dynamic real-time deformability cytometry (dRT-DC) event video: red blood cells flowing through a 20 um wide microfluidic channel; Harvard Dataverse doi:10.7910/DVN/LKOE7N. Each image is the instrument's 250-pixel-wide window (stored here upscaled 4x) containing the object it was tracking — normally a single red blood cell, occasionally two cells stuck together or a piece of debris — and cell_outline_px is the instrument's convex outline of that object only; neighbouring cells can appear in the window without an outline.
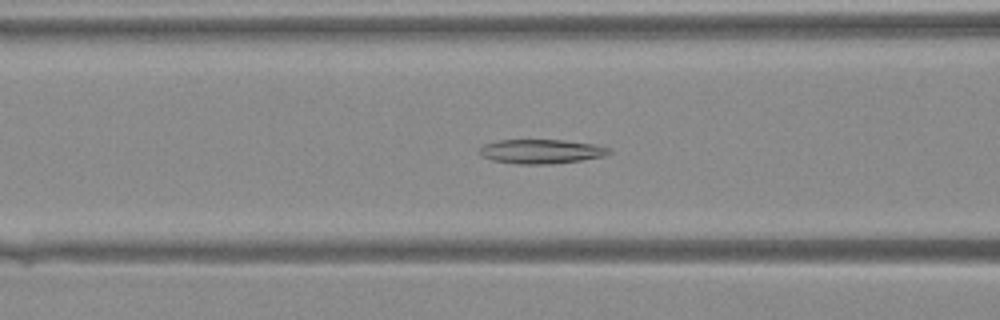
{"species": "Egyptian fruit bat (a non-hibernating species)", "species_latin": "Rousettus aegyptiacus", "temperature_condition": "warm", "stored_images_in_passage": 27, "camera_frame_rate_fps": 3000, "um_per_image_px": 0.085, "animal": {"sex": "female"}, "frame": {"image": 1, "passage_image": 14, "time_ms": 4.333, "image_size_px": [1000, 320], "cell_outline_px": [[612, 152], [604, 156], [580, 160], [548, 164], [516, 164], [492, 160], [484, 156], [480, 152], [480, 148], [484, 144], [500, 140], [564, 140], [592, 144], [608, 148]], "centroid_in_image_um": [45.99, 12.87], "position_along_channel_um": 120.6, "area_um2": 18.03}}
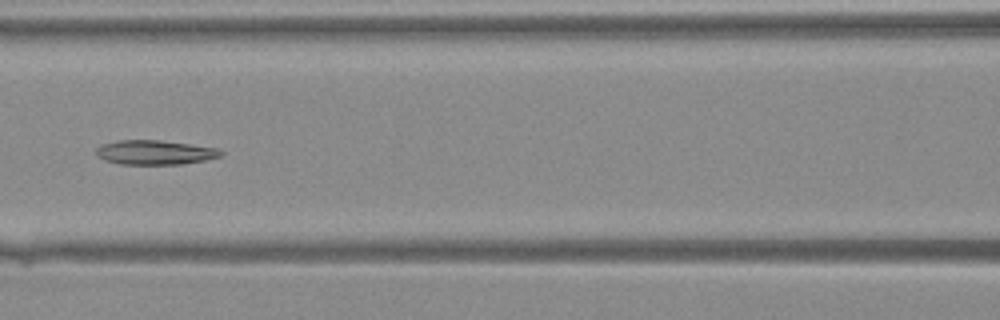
{"frame": {"image": 2, "passage_image": 16, "time_ms": 5.0, "image_size_px": [1000, 320], "cell_outline_px": [[224, 152], [220, 156], [204, 160], [180, 164], [120, 164], [104, 160], [96, 156], [96, 148], [104, 144], [120, 140], [160, 140], [216, 148]], "centroid_in_image_um": [13.13, 12.96], "position_along_channel_um": 153.5, "area_um2": 17.51}}
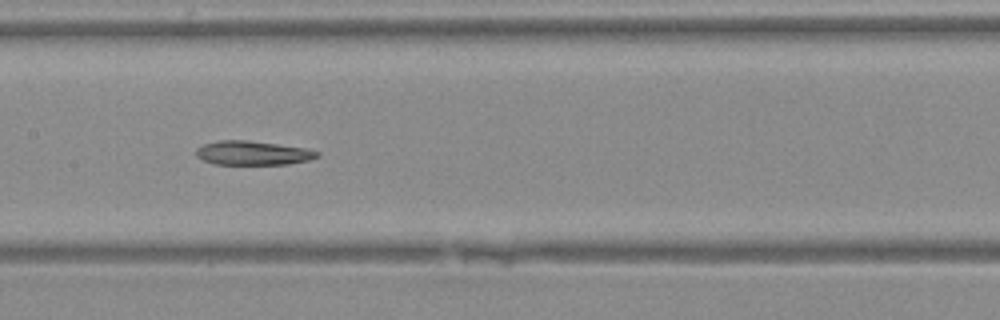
{"frame": {"image": 3, "passage_image": 18, "time_ms": 5.667, "image_size_px": [1000, 320], "cell_outline_px": [[320, 156], [308, 160], [288, 164], [216, 164], [204, 160], [196, 156], [196, 148], [204, 144], [220, 140], [248, 140], [304, 148], [320, 152]], "centroid_in_image_um": [21.48, 13.0], "position_along_channel_um": 185.9, "area_um2": 16.82}}